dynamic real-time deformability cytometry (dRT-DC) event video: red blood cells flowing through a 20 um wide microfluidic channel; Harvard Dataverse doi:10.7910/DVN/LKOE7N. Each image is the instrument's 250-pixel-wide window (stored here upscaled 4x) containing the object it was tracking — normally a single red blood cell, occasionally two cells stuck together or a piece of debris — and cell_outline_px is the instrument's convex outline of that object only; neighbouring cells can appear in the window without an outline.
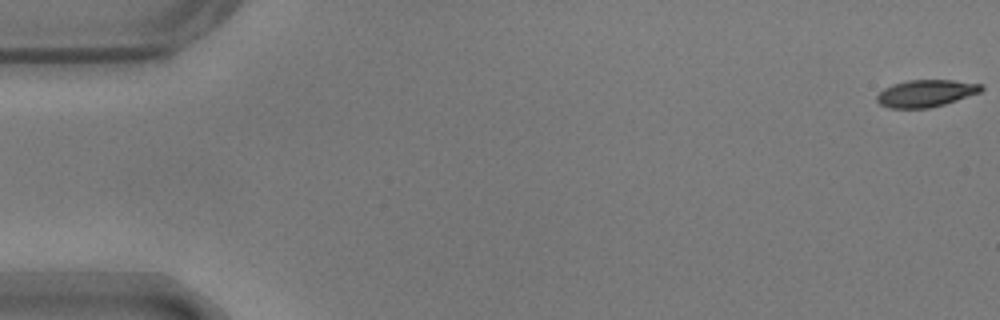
{"species": "common noctule bat (a hibernating species)", "species_latin": "Nyctalus noctula", "temperature_condition": "warm", "stored_images_in_passage": 55, "camera_frame_rate_fps": 3000, "um_per_image_px": 0.085, "animal": {"sex": "male", "body_mass_g": 17.9}, "frame": {"image": 1, "passage_image": 1, "time_ms": 0.0, "image_size_px": [1000, 320], "cell_outline_px": [[984, 88], [980, 92], [944, 104], [928, 108], [888, 108], [880, 104], [876, 100], [876, 96], [884, 88], [892, 84], [908, 80], [952, 80], [984, 84]], "centroid_in_image_um": [78.69, 7.92], "position_along_channel_um": 6.3, "area_um2": 16.47}}
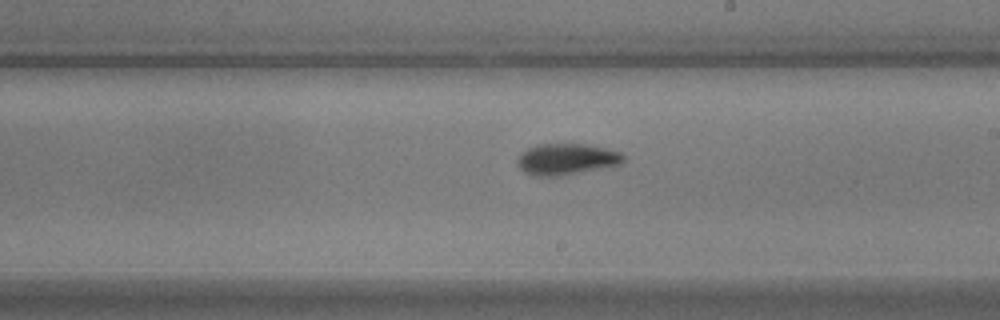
{"frame": {"image": 2, "passage_image": 32, "time_ms": 10.333, "image_size_px": [1000, 320], "cell_outline_px": [[624, 160], [620, 164], [564, 176], [532, 176], [524, 172], [516, 164], [516, 160], [528, 148], [536, 144], [588, 144], [620, 152], [624, 156]], "centroid_in_image_um": [48.13, 13.54], "position_along_channel_um": 240.9, "area_um2": 19.36}}
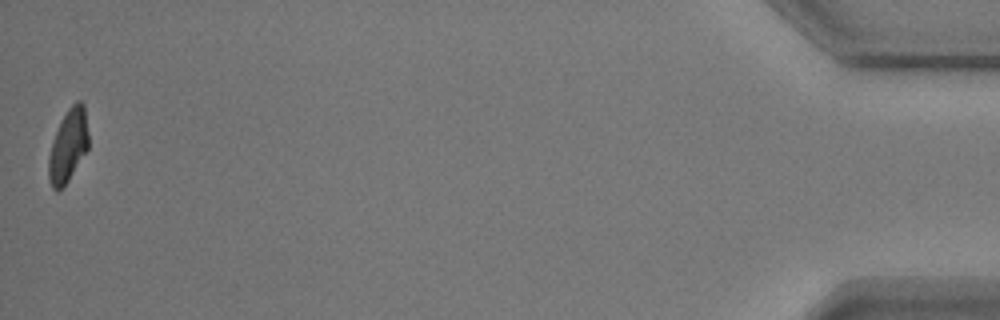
{"frame": {"image": 3, "passage_image": 55, "time_ms": 18.0, "image_size_px": [1000, 320], "cell_outline_px": [[88, 148], [68, 180], [56, 192], [52, 188], [48, 180], [48, 156], [56, 132], [68, 108], [76, 100], [80, 100], [84, 104], [88, 132]], "centroid_in_image_um": [5.79, 12.38], "position_along_channel_um": 429.4, "area_um2": 16.65}, "authors_computed_cell_mechanics": {"area_um2": 18.1492, "velocity_mm_per_s": 3.6827, "shape_relaxation_time_tau1_ms": 4.0825, "shape_relaxation_time_tau2_ms": 2.7602, "deformation_change_tau1": 0.1632, "deformation_change_tau2": 0.0888}}